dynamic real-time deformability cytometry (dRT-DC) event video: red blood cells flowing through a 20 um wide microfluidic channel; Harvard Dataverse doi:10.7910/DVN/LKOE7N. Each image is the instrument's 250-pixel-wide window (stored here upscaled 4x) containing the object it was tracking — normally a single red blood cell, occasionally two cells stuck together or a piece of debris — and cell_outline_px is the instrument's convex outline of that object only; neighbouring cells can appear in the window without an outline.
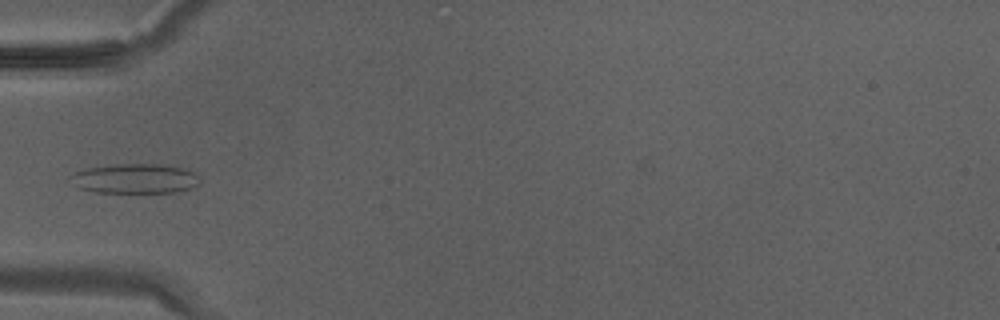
{"species": "Egyptian fruit bat (a non-hibernating species)", "species_latin": "Rousettus aegyptiacus", "temperature_condition": "warm", "stored_images_in_passage": 24, "camera_frame_rate_fps": 3000, "um_per_image_px": 0.085, "animal": {"sex": "male"}, "frame": {"image": 1, "passage_image": 1, "time_ms": 0.0, "image_size_px": [1000, 320], "cell_outline_px": [[200, 180], [196, 184], [188, 188], [172, 192], [96, 192], [80, 188], [68, 176], [76, 172], [88, 168], [116, 164], [164, 164], [184, 168], [196, 172], [200, 176]], "centroid_in_image_um": [11.51, 15.16], "position_along_channel_um": 73.5, "area_um2": 22.14}}
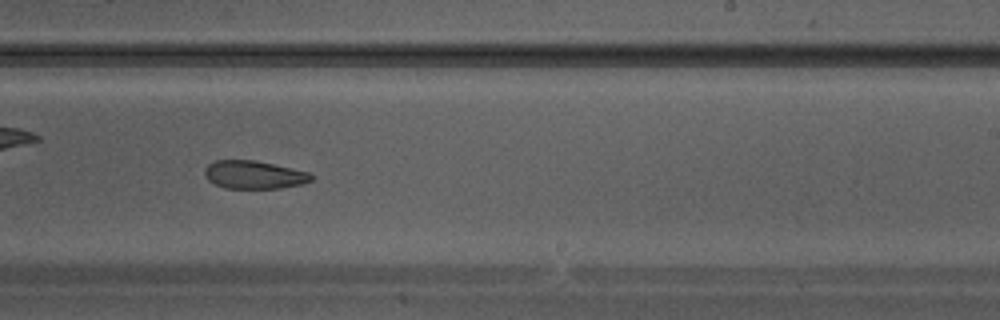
{"frame": {"image": 2, "passage_image": 11, "time_ms": 3.333, "image_size_px": [1000, 320], "cell_outline_px": [[312, 180], [304, 184], [280, 188], [224, 188], [208, 180], [204, 172], [208, 164], [216, 160], [252, 160], [272, 164], [308, 172], [312, 176]], "centroid_in_image_um": [21.58, 14.86], "position_along_channel_um": 267.4, "area_um2": 17.22}}